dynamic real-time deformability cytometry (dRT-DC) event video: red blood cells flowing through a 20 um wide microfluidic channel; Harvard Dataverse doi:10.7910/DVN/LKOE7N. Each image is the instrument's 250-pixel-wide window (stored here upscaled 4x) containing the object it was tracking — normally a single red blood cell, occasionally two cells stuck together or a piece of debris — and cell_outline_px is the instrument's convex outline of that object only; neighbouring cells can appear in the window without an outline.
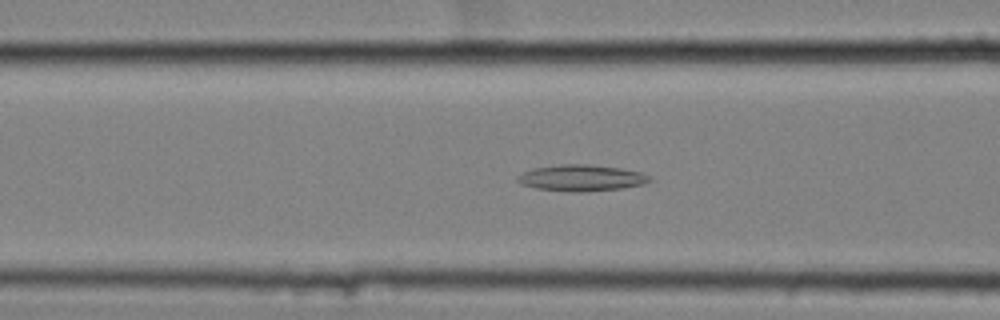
{"species": "common noctule bat (a hibernating species)", "species_latin": "Nyctalus noctula", "temperature_condition": "cold", "stored_images_in_passage": 58, "camera_frame_rate_fps": 3000, "um_per_image_px": 0.085, "animal": {"sex": "female", "body_mass_g": 25.1}, "frame": {"image": 1, "passage_image": 24, "time_ms": 7.667, "image_size_px": [1000, 320], "cell_outline_px": [[652, 180], [644, 184], [624, 188], [580, 192], [536, 188], [520, 184], [516, 180], [516, 176], [524, 172], [536, 168], [560, 164], [588, 164], [620, 168], [640, 172], [652, 176]], "centroid_in_image_um": [49.45, 15.12], "position_along_channel_um": 117.1, "area_um2": 20.17}}
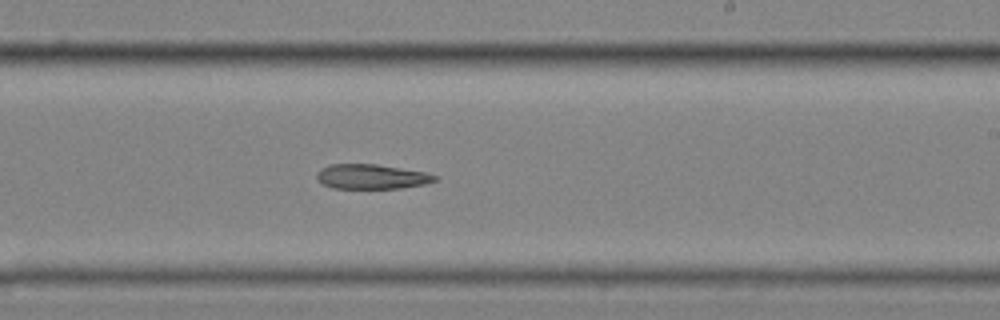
{"frame": {"image": 2, "passage_image": 36, "time_ms": 11.667, "image_size_px": [1000, 320], "cell_outline_px": [[440, 176], [436, 180], [424, 184], [404, 188], [332, 188], [324, 184], [316, 176], [316, 172], [320, 168], [328, 164], [376, 164], [428, 172]], "centroid_in_image_um": [31.61, 15.0], "position_along_channel_um": 257.4, "area_um2": 17.17}}
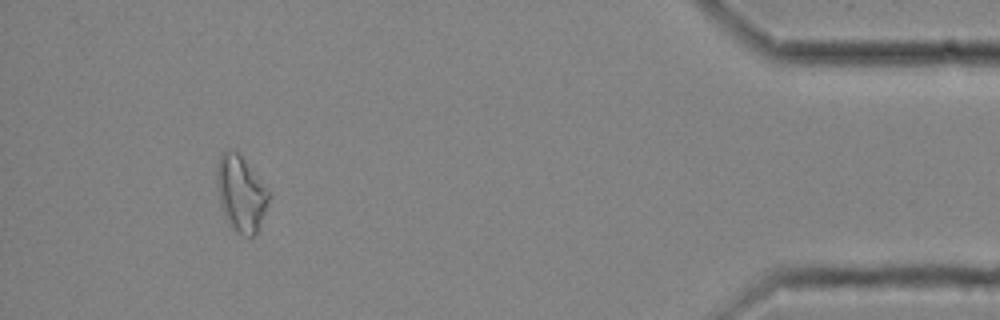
{"frame": {"image": 3, "passage_image": 54, "time_ms": 17.667, "image_size_px": [1000, 320], "cell_outline_px": [[268, 200], [260, 224], [256, 232], [252, 236], [244, 236], [228, 224], [220, 204], [216, 184], [216, 164], [220, 156], [224, 152], [236, 152], [240, 156], [268, 188]], "centroid_in_image_um": [20.44, 16.46], "position_along_channel_um": 414.8, "area_um2": 22.31}}